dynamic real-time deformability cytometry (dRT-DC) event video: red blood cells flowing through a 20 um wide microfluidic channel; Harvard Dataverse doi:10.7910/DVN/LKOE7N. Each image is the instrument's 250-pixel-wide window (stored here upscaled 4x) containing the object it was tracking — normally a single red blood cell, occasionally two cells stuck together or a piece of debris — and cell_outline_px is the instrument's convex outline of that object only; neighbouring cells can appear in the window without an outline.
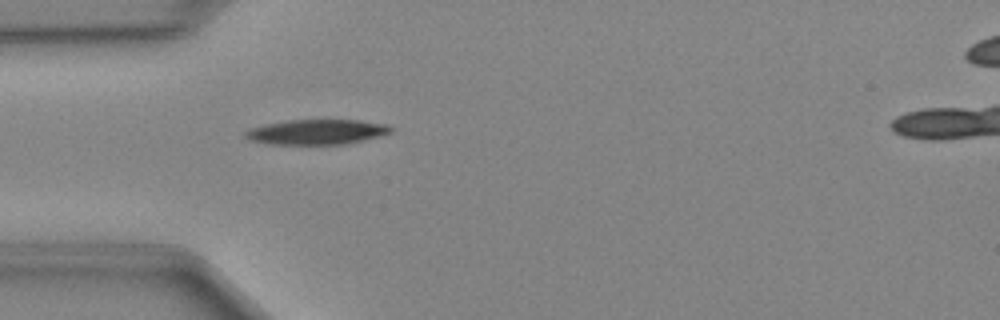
{"species": "Egyptian fruit bat (a non-hibernating species)", "species_latin": "Rousettus aegyptiacus", "temperature_condition": "cold", "stored_images_in_passage": 35, "camera_frame_rate_fps": 3000, "um_per_image_px": 0.085, "animal": {"sex": "female"}, "frame": {"image": 1, "passage_image": 1, "time_ms": 0.0, "image_size_px": [1000, 320], "cell_outline_px": [[392, 132], [380, 136], [348, 144], [268, 144], [252, 140], [244, 136], [244, 132], [252, 128], [264, 124], [288, 120], [360, 120], [388, 124], [392, 128]], "centroid_in_image_um": [26.96, 11.21], "position_along_channel_um": 58.0, "area_um2": 21.27}}
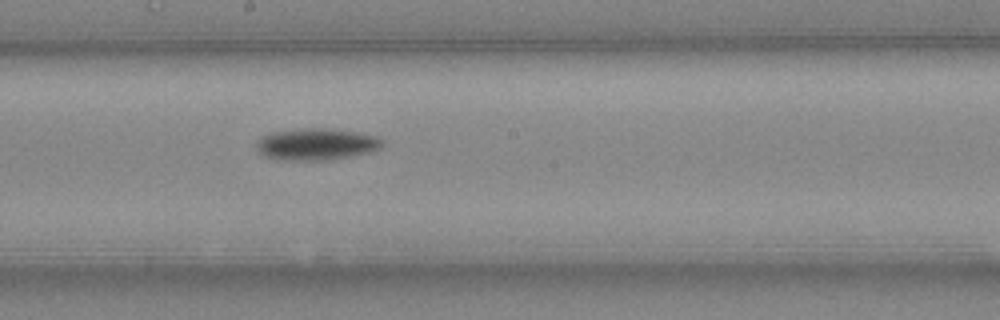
{"frame": {"image": 2, "passage_image": 13, "time_ms": 4.0, "image_size_px": [1000, 320], "cell_outline_px": [[384, 144], [380, 148], [368, 152], [348, 156], [324, 160], [284, 160], [264, 156], [256, 148], [256, 140], [260, 136], [272, 132], [304, 128], [336, 128], [360, 132], [376, 136], [384, 140]], "centroid_in_image_um": [26.88, 12.23], "position_along_channel_um": 221.3, "area_um2": 23.47}}
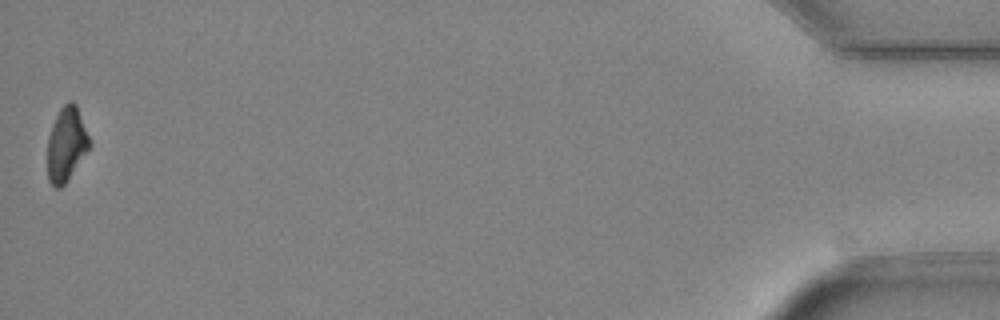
{"frame": {"image": 3, "passage_image": 35, "time_ms": 11.333, "image_size_px": [1000, 320], "cell_outline_px": [[92, 144], [64, 184], [60, 188], [56, 188], [48, 180], [48, 136], [52, 124], [60, 108], [68, 100], [72, 100], [76, 104], [92, 140]], "centroid_in_image_um": [5.66, 12.21], "position_along_channel_um": 429.5, "area_um2": 18.21}}